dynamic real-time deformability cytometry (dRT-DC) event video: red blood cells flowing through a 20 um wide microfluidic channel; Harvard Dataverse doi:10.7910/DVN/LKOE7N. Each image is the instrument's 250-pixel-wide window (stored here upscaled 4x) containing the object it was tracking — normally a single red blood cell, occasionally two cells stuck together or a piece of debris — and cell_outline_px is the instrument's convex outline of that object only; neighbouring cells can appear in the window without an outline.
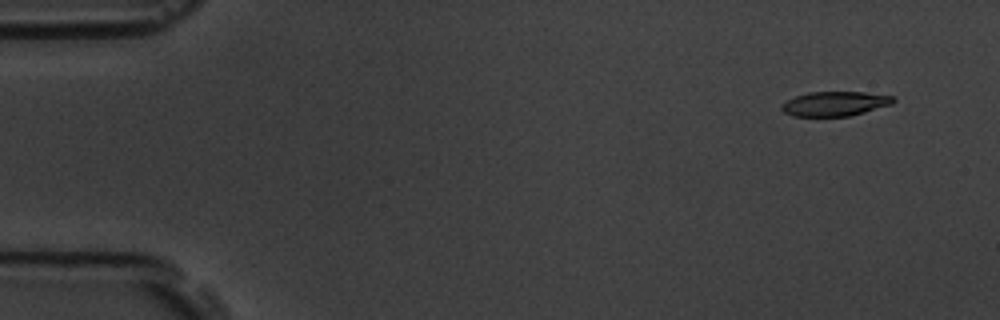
{"species": "common noctule bat (a hibernating species)", "species_latin": "Nyctalus noctula", "temperature_condition": "room temperature", "stored_images_in_passage": 17, "camera_frame_rate_fps": 3000, "um_per_image_px": 0.085, "animal": {"sex": "male", "body_mass_g": 19.5, "forearm_length_mm": 54.6}, "frame": {"image": 1, "passage_image": 2, "time_ms": 1.0, "image_size_px": [1000, 320], "cell_outline_px": [[896, 100], [892, 104], [864, 112], [848, 116], [792, 116], [784, 112], [780, 108], [780, 104], [796, 96], [808, 92], [864, 92], [896, 96]], "centroid_in_image_um": [70.97, 8.81], "position_along_channel_um": 14.0, "area_um2": 16.01}}
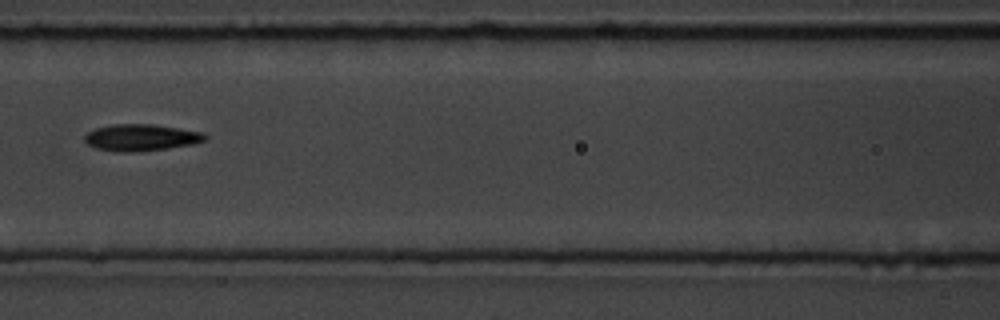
{"frame": {"image": 2, "passage_image": 8, "time_ms": 8.0, "image_size_px": [1000, 320], "cell_outline_px": [[208, 136], [204, 140], [192, 144], [168, 148], [136, 152], [112, 152], [96, 148], [88, 144], [84, 140], [84, 136], [88, 132], [96, 128], [112, 124], [152, 124], [180, 128], [204, 132]], "centroid_in_image_um": [11.98, 11.69], "position_along_channel_um": 154.6, "area_um2": 18.84}}
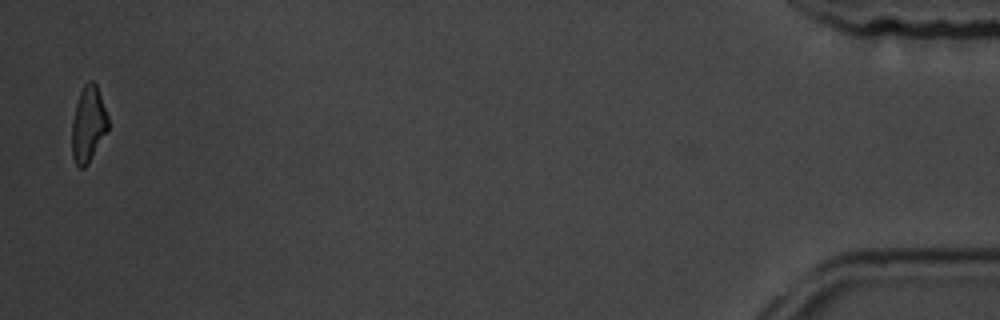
{"frame": {"image": 3, "passage_image": 17, "time_ms": 18.0, "image_size_px": [1000, 320], "cell_outline_px": [[108, 128], [88, 164], [84, 168], [80, 168], [76, 164], [72, 156], [72, 120], [76, 104], [80, 92], [84, 84], [88, 80], [92, 80], [96, 84], [108, 116]], "centroid_in_image_um": [7.49, 10.55], "position_along_channel_um": 427.7, "area_um2": 15.84}, "authors_computed_cell_mechanics": {"area_um2": 16.9932, "velocity_mm_per_s": 3.6681, "shape_relaxation_time_tau1_ms": 3.2054, "shape_relaxation_time_tau2_ms": 4.2262, "deformation_change_tau1": 0.1367, "deformation_change_tau2": 0.1136}}